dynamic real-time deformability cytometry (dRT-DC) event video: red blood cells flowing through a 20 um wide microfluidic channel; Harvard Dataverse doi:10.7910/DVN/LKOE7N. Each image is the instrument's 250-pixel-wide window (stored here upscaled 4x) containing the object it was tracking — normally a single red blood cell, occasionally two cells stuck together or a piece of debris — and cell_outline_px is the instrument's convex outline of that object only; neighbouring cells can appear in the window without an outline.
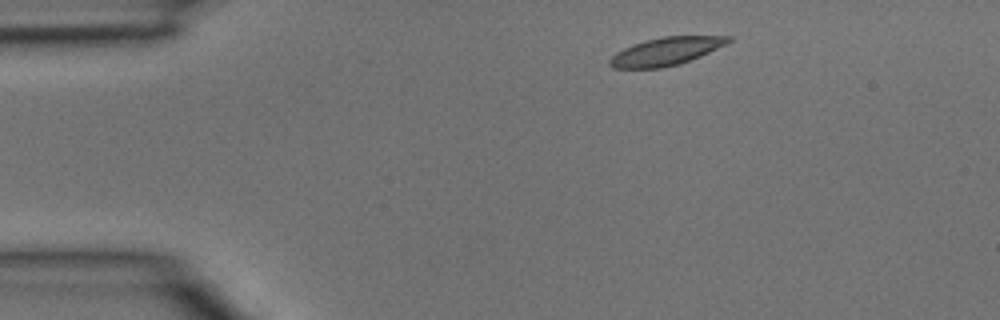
{"species": "common noctule bat (a hibernating species)", "species_latin": "Nyctalus noctula", "temperature_condition": "room temperature", "stored_images_in_passage": 2, "camera_frame_rate_fps": 3000, "um_per_image_px": 0.085, "animal": {"sex": "male", "body_mass_g": 15.6}, "frame": {"image": 1, "passage_image": 1, "time_ms": 0.0, "image_size_px": [1000, 320], "cell_outline_px": [[732, 40], [700, 56], [680, 64], [660, 68], [612, 68], [608, 64], [608, 60], [616, 52], [624, 48], [644, 40], [664, 36], [732, 36]], "centroid_in_image_um": [56.56, 4.37], "position_along_channel_um": 28.4, "area_um2": 19.13}}